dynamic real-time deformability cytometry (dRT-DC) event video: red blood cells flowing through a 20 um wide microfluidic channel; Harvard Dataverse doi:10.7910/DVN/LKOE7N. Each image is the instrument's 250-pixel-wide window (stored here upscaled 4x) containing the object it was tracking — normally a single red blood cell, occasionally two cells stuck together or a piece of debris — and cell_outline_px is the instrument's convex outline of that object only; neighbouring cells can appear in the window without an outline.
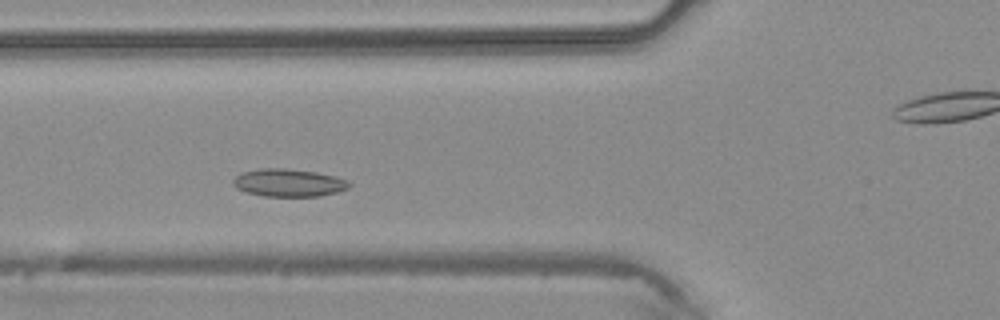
{"species": "common noctule bat (a hibernating species)", "species_latin": "Nyctalus noctula", "temperature_condition": "warm", "stored_images_in_passage": 39, "camera_frame_rate_fps": 3000, "um_per_image_px": 0.085, "animal": {"sex": "male", "body_mass_g": 20.4}, "frame": {"image": 1, "passage_image": 11, "time_ms": 3.333, "image_size_px": [1000, 320], "cell_outline_px": [[352, 184], [348, 188], [336, 192], [320, 196], [264, 196], [248, 192], [236, 188], [232, 184], [232, 180], [240, 172], [260, 168], [284, 168], [316, 172], [336, 176], [348, 180]], "centroid_in_image_um": [24.53, 15.52], "position_along_channel_um": 101.3, "area_um2": 18.84}}
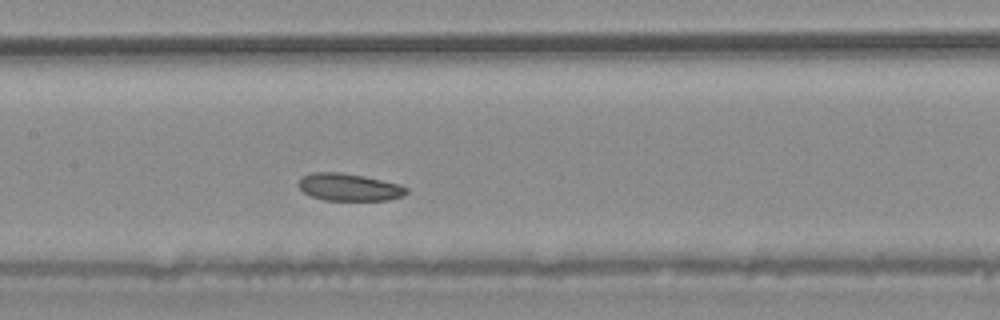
{"frame": {"image": 2, "passage_image": 16, "time_ms": 5.0, "image_size_px": [1000, 320], "cell_outline_px": [[408, 192], [404, 196], [388, 200], [324, 200], [312, 196], [304, 192], [296, 184], [300, 176], [312, 172], [340, 172], [364, 176], [400, 184], [408, 188]], "centroid_in_image_um": [29.66, 15.9], "position_along_channel_um": 177.7, "area_um2": 17.4}}
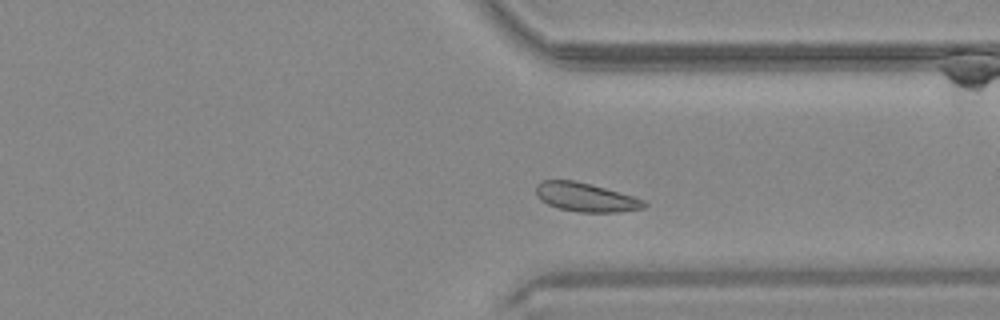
{"frame": {"image": 3, "passage_image": 28, "time_ms": 9.0, "image_size_px": [1000, 320], "cell_outline_px": [[648, 204], [644, 208], [620, 212], [576, 212], [560, 208], [548, 204], [540, 200], [536, 196], [536, 184], [540, 180], [572, 180], [592, 184], [632, 196], [644, 200]], "centroid_in_image_um": [49.76, 16.76], "position_along_channel_um": 361.6, "area_um2": 18.21}}